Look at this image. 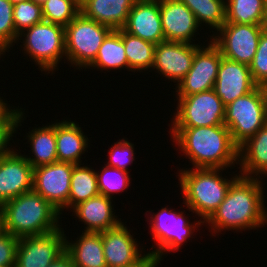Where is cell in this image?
<instances>
[{
    "instance_id": "obj_23",
    "label": "cell",
    "mask_w": 267,
    "mask_h": 267,
    "mask_svg": "<svg viewBox=\"0 0 267 267\" xmlns=\"http://www.w3.org/2000/svg\"><path fill=\"white\" fill-rule=\"evenodd\" d=\"M137 0H81L80 12L87 18L118 30L126 25Z\"/></svg>"
},
{
    "instance_id": "obj_24",
    "label": "cell",
    "mask_w": 267,
    "mask_h": 267,
    "mask_svg": "<svg viewBox=\"0 0 267 267\" xmlns=\"http://www.w3.org/2000/svg\"><path fill=\"white\" fill-rule=\"evenodd\" d=\"M65 252L76 267H107L101 232H84L77 239L65 234Z\"/></svg>"
},
{
    "instance_id": "obj_11",
    "label": "cell",
    "mask_w": 267,
    "mask_h": 267,
    "mask_svg": "<svg viewBox=\"0 0 267 267\" xmlns=\"http://www.w3.org/2000/svg\"><path fill=\"white\" fill-rule=\"evenodd\" d=\"M204 43L195 52L188 73L178 82L176 88H173L177 96H189L213 89L222 54L211 40L205 44L206 46Z\"/></svg>"
},
{
    "instance_id": "obj_39",
    "label": "cell",
    "mask_w": 267,
    "mask_h": 267,
    "mask_svg": "<svg viewBox=\"0 0 267 267\" xmlns=\"http://www.w3.org/2000/svg\"><path fill=\"white\" fill-rule=\"evenodd\" d=\"M5 100L3 96L0 97V123H3L17 109V107L10 106Z\"/></svg>"
},
{
    "instance_id": "obj_15",
    "label": "cell",
    "mask_w": 267,
    "mask_h": 267,
    "mask_svg": "<svg viewBox=\"0 0 267 267\" xmlns=\"http://www.w3.org/2000/svg\"><path fill=\"white\" fill-rule=\"evenodd\" d=\"M124 224L121 222L117 227L101 232L107 267H132L148 254Z\"/></svg>"
},
{
    "instance_id": "obj_47",
    "label": "cell",
    "mask_w": 267,
    "mask_h": 267,
    "mask_svg": "<svg viewBox=\"0 0 267 267\" xmlns=\"http://www.w3.org/2000/svg\"><path fill=\"white\" fill-rule=\"evenodd\" d=\"M265 225H267V206H266V210H265Z\"/></svg>"
},
{
    "instance_id": "obj_12",
    "label": "cell",
    "mask_w": 267,
    "mask_h": 267,
    "mask_svg": "<svg viewBox=\"0 0 267 267\" xmlns=\"http://www.w3.org/2000/svg\"><path fill=\"white\" fill-rule=\"evenodd\" d=\"M62 226L54 231L19 238L15 267H48L65 253Z\"/></svg>"
},
{
    "instance_id": "obj_3",
    "label": "cell",
    "mask_w": 267,
    "mask_h": 267,
    "mask_svg": "<svg viewBox=\"0 0 267 267\" xmlns=\"http://www.w3.org/2000/svg\"><path fill=\"white\" fill-rule=\"evenodd\" d=\"M0 210L3 231L17 238L54 231L61 227L63 218L60 211L33 189L3 203Z\"/></svg>"
},
{
    "instance_id": "obj_31",
    "label": "cell",
    "mask_w": 267,
    "mask_h": 267,
    "mask_svg": "<svg viewBox=\"0 0 267 267\" xmlns=\"http://www.w3.org/2000/svg\"><path fill=\"white\" fill-rule=\"evenodd\" d=\"M100 171V172H99ZM96 171L99 193L113 199V195L127 191L130 187V172L110 167L105 164Z\"/></svg>"
},
{
    "instance_id": "obj_21",
    "label": "cell",
    "mask_w": 267,
    "mask_h": 267,
    "mask_svg": "<svg viewBox=\"0 0 267 267\" xmlns=\"http://www.w3.org/2000/svg\"><path fill=\"white\" fill-rule=\"evenodd\" d=\"M238 165L240 166L238 168L241 176L261 178L263 180L266 178L267 123L239 146Z\"/></svg>"
},
{
    "instance_id": "obj_40",
    "label": "cell",
    "mask_w": 267,
    "mask_h": 267,
    "mask_svg": "<svg viewBox=\"0 0 267 267\" xmlns=\"http://www.w3.org/2000/svg\"><path fill=\"white\" fill-rule=\"evenodd\" d=\"M48 267H76V266L73 264L70 256L65 252L57 260L52 262Z\"/></svg>"
},
{
    "instance_id": "obj_8",
    "label": "cell",
    "mask_w": 267,
    "mask_h": 267,
    "mask_svg": "<svg viewBox=\"0 0 267 267\" xmlns=\"http://www.w3.org/2000/svg\"><path fill=\"white\" fill-rule=\"evenodd\" d=\"M266 123L265 99L260 86L225 106L224 125L238 147Z\"/></svg>"
},
{
    "instance_id": "obj_30",
    "label": "cell",
    "mask_w": 267,
    "mask_h": 267,
    "mask_svg": "<svg viewBox=\"0 0 267 267\" xmlns=\"http://www.w3.org/2000/svg\"><path fill=\"white\" fill-rule=\"evenodd\" d=\"M265 0H226L225 23L262 25Z\"/></svg>"
},
{
    "instance_id": "obj_25",
    "label": "cell",
    "mask_w": 267,
    "mask_h": 267,
    "mask_svg": "<svg viewBox=\"0 0 267 267\" xmlns=\"http://www.w3.org/2000/svg\"><path fill=\"white\" fill-rule=\"evenodd\" d=\"M53 122L50 124L47 123L42 127L39 126L36 128L34 126V128L26 134L25 139H27V143L31 146L29 152H32L29 154L32 155H23L33 168L58 162L56 150V122Z\"/></svg>"
},
{
    "instance_id": "obj_37",
    "label": "cell",
    "mask_w": 267,
    "mask_h": 267,
    "mask_svg": "<svg viewBox=\"0 0 267 267\" xmlns=\"http://www.w3.org/2000/svg\"><path fill=\"white\" fill-rule=\"evenodd\" d=\"M250 73L254 83L261 86L267 83V31L260 35L254 59L249 64Z\"/></svg>"
},
{
    "instance_id": "obj_38",
    "label": "cell",
    "mask_w": 267,
    "mask_h": 267,
    "mask_svg": "<svg viewBox=\"0 0 267 267\" xmlns=\"http://www.w3.org/2000/svg\"><path fill=\"white\" fill-rule=\"evenodd\" d=\"M19 238L8 232L0 233V265L15 267Z\"/></svg>"
},
{
    "instance_id": "obj_27",
    "label": "cell",
    "mask_w": 267,
    "mask_h": 267,
    "mask_svg": "<svg viewBox=\"0 0 267 267\" xmlns=\"http://www.w3.org/2000/svg\"><path fill=\"white\" fill-rule=\"evenodd\" d=\"M123 39L128 71H151L154 62L155 44L129 34L123 28L117 30ZM143 70V71H142Z\"/></svg>"
},
{
    "instance_id": "obj_22",
    "label": "cell",
    "mask_w": 267,
    "mask_h": 267,
    "mask_svg": "<svg viewBox=\"0 0 267 267\" xmlns=\"http://www.w3.org/2000/svg\"><path fill=\"white\" fill-rule=\"evenodd\" d=\"M78 123L70 120H56V150L58 162L83 164L82 155L88 153L90 139ZM89 147V148H88ZM88 149V150H87Z\"/></svg>"
},
{
    "instance_id": "obj_9",
    "label": "cell",
    "mask_w": 267,
    "mask_h": 267,
    "mask_svg": "<svg viewBox=\"0 0 267 267\" xmlns=\"http://www.w3.org/2000/svg\"><path fill=\"white\" fill-rule=\"evenodd\" d=\"M176 99L170 127L224 125L225 105L213 89Z\"/></svg>"
},
{
    "instance_id": "obj_48",
    "label": "cell",
    "mask_w": 267,
    "mask_h": 267,
    "mask_svg": "<svg viewBox=\"0 0 267 267\" xmlns=\"http://www.w3.org/2000/svg\"><path fill=\"white\" fill-rule=\"evenodd\" d=\"M34 1H36L39 4H42L45 0H34ZM78 1L81 2V0H78Z\"/></svg>"
},
{
    "instance_id": "obj_13",
    "label": "cell",
    "mask_w": 267,
    "mask_h": 267,
    "mask_svg": "<svg viewBox=\"0 0 267 267\" xmlns=\"http://www.w3.org/2000/svg\"><path fill=\"white\" fill-rule=\"evenodd\" d=\"M76 164L55 162L34 168L33 190L51 203L60 214L68 211L72 170Z\"/></svg>"
},
{
    "instance_id": "obj_32",
    "label": "cell",
    "mask_w": 267,
    "mask_h": 267,
    "mask_svg": "<svg viewBox=\"0 0 267 267\" xmlns=\"http://www.w3.org/2000/svg\"><path fill=\"white\" fill-rule=\"evenodd\" d=\"M44 21L67 26L79 13L78 0H45L42 3Z\"/></svg>"
},
{
    "instance_id": "obj_33",
    "label": "cell",
    "mask_w": 267,
    "mask_h": 267,
    "mask_svg": "<svg viewBox=\"0 0 267 267\" xmlns=\"http://www.w3.org/2000/svg\"><path fill=\"white\" fill-rule=\"evenodd\" d=\"M43 20L42 4L29 0L14 5L13 21L17 34Z\"/></svg>"
},
{
    "instance_id": "obj_44",
    "label": "cell",
    "mask_w": 267,
    "mask_h": 267,
    "mask_svg": "<svg viewBox=\"0 0 267 267\" xmlns=\"http://www.w3.org/2000/svg\"><path fill=\"white\" fill-rule=\"evenodd\" d=\"M13 6L24 1H29V0H8Z\"/></svg>"
},
{
    "instance_id": "obj_26",
    "label": "cell",
    "mask_w": 267,
    "mask_h": 267,
    "mask_svg": "<svg viewBox=\"0 0 267 267\" xmlns=\"http://www.w3.org/2000/svg\"><path fill=\"white\" fill-rule=\"evenodd\" d=\"M96 70H128V60L121 34L112 30L104 39L95 60L86 69Z\"/></svg>"
},
{
    "instance_id": "obj_16",
    "label": "cell",
    "mask_w": 267,
    "mask_h": 267,
    "mask_svg": "<svg viewBox=\"0 0 267 267\" xmlns=\"http://www.w3.org/2000/svg\"><path fill=\"white\" fill-rule=\"evenodd\" d=\"M159 10L165 41L195 44L202 30L195 15L180 0H159Z\"/></svg>"
},
{
    "instance_id": "obj_10",
    "label": "cell",
    "mask_w": 267,
    "mask_h": 267,
    "mask_svg": "<svg viewBox=\"0 0 267 267\" xmlns=\"http://www.w3.org/2000/svg\"><path fill=\"white\" fill-rule=\"evenodd\" d=\"M262 25L224 23L210 36L223 57L249 66L257 51Z\"/></svg>"
},
{
    "instance_id": "obj_29",
    "label": "cell",
    "mask_w": 267,
    "mask_h": 267,
    "mask_svg": "<svg viewBox=\"0 0 267 267\" xmlns=\"http://www.w3.org/2000/svg\"><path fill=\"white\" fill-rule=\"evenodd\" d=\"M195 15L199 26L205 25L216 33L226 19V0H180ZM203 23V24H202Z\"/></svg>"
},
{
    "instance_id": "obj_35",
    "label": "cell",
    "mask_w": 267,
    "mask_h": 267,
    "mask_svg": "<svg viewBox=\"0 0 267 267\" xmlns=\"http://www.w3.org/2000/svg\"><path fill=\"white\" fill-rule=\"evenodd\" d=\"M17 109L3 122L0 123V157L10 154L14 149L9 147L13 136L18 133V128L26 119L23 108ZM25 118V119H24Z\"/></svg>"
},
{
    "instance_id": "obj_28",
    "label": "cell",
    "mask_w": 267,
    "mask_h": 267,
    "mask_svg": "<svg viewBox=\"0 0 267 267\" xmlns=\"http://www.w3.org/2000/svg\"><path fill=\"white\" fill-rule=\"evenodd\" d=\"M99 194L96 170L88 164H76L72 170L68 209Z\"/></svg>"
},
{
    "instance_id": "obj_46",
    "label": "cell",
    "mask_w": 267,
    "mask_h": 267,
    "mask_svg": "<svg viewBox=\"0 0 267 267\" xmlns=\"http://www.w3.org/2000/svg\"><path fill=\"white\" fill-rule=\"evenodd\" d=\"M3 232V221H2V213L0 210V233Z\"/></svg>"
},
{
    "instance_id": "obj_7",
    "label": "cell",
    "mask_w": 267,
    "mask_h": 267,
    "mask_svg": "<svg viewBox=\"0 0 267 267\" xmlns=\"http://www.w3.org/2000/svg\"><path fill=\"white\" fill-rule=\"evenodd\" d=\"M64 29L66 62L79 71L95 60L104 39L112 31L81 12Z\"/></svg>"
},
{
    "instance_id": "obj_14",
    "label": "cell",
    "mask_w": 267,
    "mask_h": 267,
    "mask_svg": "<svg viewBox=\"0 0 267 267\" xmlns=\"http://www.w3.org/2000/svg\"><path fill=\"white\" fill-rule=\"evenodd\" d=\"M202 45L163 41L155 46L153 71L177 85L192 67L195 52ZM155 69V70H154Z\"/></svg>"
},
{
    "instance_id": "obj_6",
    "label": "cell",
    "mask_w": 267,
    "mask_h": 267,
    "mask_svg": "<svg viewBox=\"0 0 267 267\" xmlns=\"http://www.w3.org/2000/svg\"><path fill=\"white\" fill-rule=\"evenodd\" d=\"M152 211L154 210L147 211L150 215L146 214L148 217L146 221L149 222L151 229L149 232L153 236L152 240H154L157 248L152 245V251H147V253L157 258L160 264L168 252L180 251V247L184 243H187L190 238H194L193 233L199 231L200 225L201 227L205 225L201 219L191 223L188 215L185 216V210L178 212L166 206L157 213Z\"/></svg>"
},
{
    "instance_id": "obj_36",
    "label": "cell",
    "mask_w": 267,
    "mask_h": 267,
    "mask_svg": "<svg viewBox=\"0 0 267 267\" xmlns=\"http://www.w3.org/2000/svg\"><path fill=\"white\" fill-rule=\"evenodd\" d=\"M134 143L123 138L115 142L108 151L109 160L105 164L129 172V164L135 161ZM128 167V168H127Z\"/></svg>"
},
{
    "instance_id": "obj_17",
    "label": "cell",
    "mask_w": 267,
    "mask_h": 267,
    "mask_svg": "<svg viewBox=\"0 0 267 267\" xmlns=\"http://www.w3.org/2000/svg\"><path fill=\"white\" fill-rule=\"evenodd\" d=\"M33 172L32 165L16 148L0 157V206L32 190Z\"/></svg>"
},
{
    "instance_id": "obj_5",
    "label": "cell",
    "mask_w": 267,
    "mask_h": 267,
    "mask_svg": "<svg viewBox=\"0 0 267 267\" xmlns=\"http://www.w3.org/2000/svg\"><path fill=\"white\" fill-rule=\"evenodd\" d=\"M24 37V38H23ZM23 44L25 55L29 56L46 75L55 74L58 65L66 60L64 26L48 21H41L18 34L17 43Z\"/></svg>"
},
{
    "instance_id": "obj_1",
    "label": "cell",
    "mask_w": 267,
    "mask_h": 267,
    "mask_svg": "<svg viewBox=\"0 0 267 267\" xmlns=\"http://www.w3.org/2000/svg\"><path fill=\"white\" fill-rule=\"evenodd\" d=\"M263 182L261 178L239 175L231 183L224 201L205 222L213 237L224 230L242 233L265 227L266 183Z\"/></svg>"
},
{
    "instance_id": "obj_20",
    "label": "cell",
    "mask_w": 267,
    "mask_h": 267,
    "mask_svg": "<svg viewBox=\"0 0 267 267\" xmlns=\"http://www.w3.org/2000/svg\"><path fill=\"white\" fill-rule=\"evenodd\" d=\"M112 198L102 194L91 197L74 206L71 216L83 222L84 232H102L117 227L121 218L115 216L114 204ZM86 225V226H85Z\"/></svg>"
},
{
    "instance_id": "obj_34",
    "label": "cell",
    "mask_w": 267,
    "mask_h": 267,
    "mask_svg": "<svg viewBox=\"0 0 267 267\" xmlns=\"http://www.w3.org/2000/svg\"><path fill=\"white\" fill-rule=\"evenodd\" d=\"M13 9L14 6L8 0H0V46L8 53L9 49H14L18 38L13 21Z\"/></svg>"
},
{
    "instance_id": "obj_4",
    "label": "cell",
    "mask_w": 267,
    "mask_h": 267,
    "mask_svg": "<svg viewBox=\"0 0 267 267\" xmlns=\"http://www.w3.org/2000/svg\"><path fill=\"white\" fill-rule=\"evenodd\" d=\"M179 187L183 204L189 212L195 213L204 223L224 201L231 183L240 175L224 178L221 168L178 169ZM222 171V172H221Z\"/></svg>"
},
{
    "instance_id": "obj_45",
    "label": "cell",
    "mask_w": 267,
    "mask_h": 267,
    "mask_svg": "<svg viewBox=\"0 0 267 267\" xmlns=\"http://www.w3.org/2000/svg\"><path fill=\"white\" fill-rule=\"evenodd\" d=\"M8 52L5 48H3L2 46H0V59L2 58V55L4 56L5 53Z\"/></svg>"
},
{
    "instance_id": "obj_42",
    "label": "cell",
    "mask_w": 267,
    "mask_h": 267,
    "mask_svg": "<svg viewBox=\"0 0 267 267\" xmlns=\"http://www.w3.org/2000/svg\"><path fill=\"white\" fill-rule=\"evenodd\" d=\"M262 27L265 31H267V0H265V8H264Z\"/></svg>"
},
{
    "instance_id": "obj_19",
    "label": "cell",
    "mask_w": 267,
    "mask_h": 267,
    "mask_svg": "<svg viewBox=\"0 0 267 267\" xmlns=\"http://www.w3.org/2000/svg\"><path fill=\"white\" fill-rule=\"evenodd\" d=\"M123 29L129 34L155 45L165 41L159 0H137L128 14Z\"/></svg>"
},
{
    "instance_id": "obj_18",
    "label": "cell",
    "mask_w": 267,
    "mask_h": 267,
    "mask_svg": "<svg viewBox=\"0 0 267 267\" xmlns=\"http://www.w3.org/2000/svg\"><path fill=\"white\" fill-rule=\"evenodd\" d=\"M256 86L248 65L222 56L213 90L225 106Z\"/></svg>"
},
{
    "instance_id": "obj_2",
    "label": "cell",
    "mask_w": 267,
    "mask_h": 267,
    "mask_svg": "<svg viewBox=\"0 0 267 267\" xmlns=\"http://www.w3.org/2000/svg\"><path fill=\"white\" fill-rule=\"evenodd\" d=\"M170 136L176 149L189 159L191 168L228 169L238 166V146L225 125L171 127Z\"/></svg>"
},
{
    "instance_id": "obj_41",
    "label": "cell",
    "mask_w": 267,
    "mask_h": 267,
    "mask_svg": "<svg viewBox=\"0 0 267 267\" xmlns=\"http://www.w3.org/2000/svg\"><path fill=\"white\" fill-rule=\"evenodd\" d=\"M161 265L157 258L151 254H147L138 264L132 267H158Z\"/></svg>"
},
{
    "instance_id": "obj_43",
    "label": "cell",
    "mask_w": 267,
    "mask_h": 267,
    "mask_svg": "<svg viewBox=\"0 0 267 267\" xmlns=\"http://www.w3.org/2000/svg\"><path fill=\"white\" fill-rule=\"evenodd\" d=\"M264 95L265 99V106H266V114H267V83L260 86Z\"/></svg>"
}]
</instances>
